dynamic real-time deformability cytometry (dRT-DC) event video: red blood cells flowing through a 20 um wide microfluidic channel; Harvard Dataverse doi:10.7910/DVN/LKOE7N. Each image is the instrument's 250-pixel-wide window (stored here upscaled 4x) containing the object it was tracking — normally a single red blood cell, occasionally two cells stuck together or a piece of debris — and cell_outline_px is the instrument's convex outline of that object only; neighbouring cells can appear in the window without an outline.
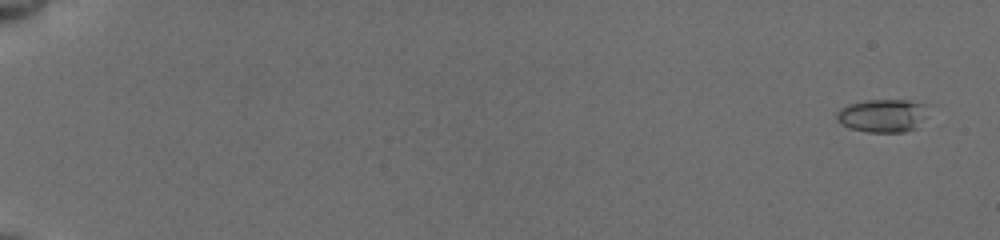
{"species": "common noctule bat (a hibernating species)", "species_latin": "Nyctalus noctula", "temperature_condition": "cold", "stored_images_in_passage": 49, "camera_frame_rate_fps": 3000, "um_per_image_px": 0.085, "animal": {"sex": "female", "body_mass_g": 19.5, "forearm_length_mm": 54.1}, "frame": {"image": 1, "passage_image": 4, "time_ms": 0.667, "image_size_px": [1000, 240], "cell_outline_px": [[940, 104], [916, 128], [904, 132], [868, 132], [848, 128], [840, 124], [836, 120], [836, 112], [840, 108], [848, 104], [868, 100], [928, 100]], "centroid_in_image_um": [75.25, 9.78], "position_along_channel_um": 9.8, "area_um2": 19.07}}
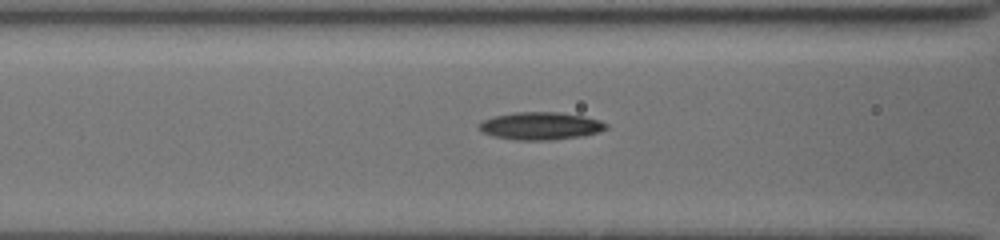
{"frame": {"image": 2, "passage_image": 36, "time_ms": 8.667, "image_size_px": [1000, 240], "cell_outline_px": [[608, 128], [596, 132], [580, 136], [556, 140], [516, 140], [492, 136], [484, 132], [480, 128], [480, 124], [484, 120], [496, 116], [516, 112], [556, 112], [584, 116], [600, 120], [608, 124]], "centroid_in_image_um": [45.98, 10.71], "position_along_channel_um": 120.6, "area_um2": 20.23}}
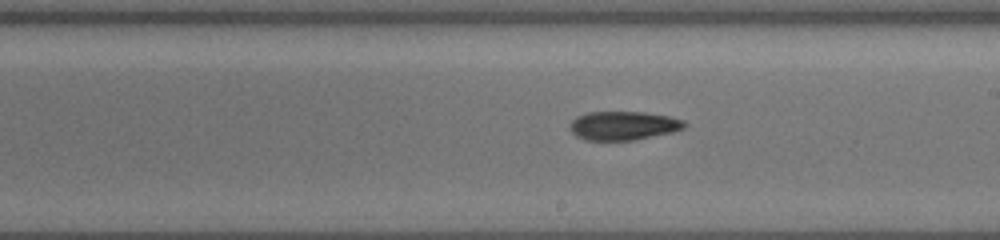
{"frame": {"image": 3, "passage_image": 48, "time_ms": 11.667, "image_size_px": [1000, 240], "cell_outline_px": [[688, 124], [684, 128], [672, 132], [632, 140], [584, 140], [576, 136], [568, 128], [572, 120], [576, 116], [588, 112], [644, 112], [668, 116], [684, 120]], "centroid_in_image_um": [52.96, 10.67], "position_along_channel_um": 236.0, "area_um2": 19.25}}